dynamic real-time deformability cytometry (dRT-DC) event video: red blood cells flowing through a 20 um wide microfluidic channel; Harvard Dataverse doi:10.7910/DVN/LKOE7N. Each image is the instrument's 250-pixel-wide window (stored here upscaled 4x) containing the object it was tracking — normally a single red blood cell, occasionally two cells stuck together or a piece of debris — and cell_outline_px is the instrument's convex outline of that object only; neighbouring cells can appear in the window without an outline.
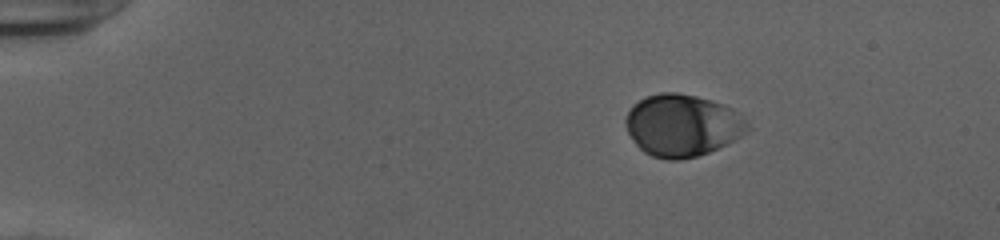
{"species": "human", "species_latin": "Homo sapiens", "temperature_condition": "cold", "stored_images_in_passage": 45, "camera_frame_rate_fps": 3000, "um_per_image_px": 0.085, "donor": {"sex": "female"}, "frame": {"image": 1, "passage_image": 1, "time_ms": 0.0, "image_size_px": [1000, 240], "cell_outline_px": [[752, 128], [748, 132], [708, 152], [696, 156], [680, 160], [668, 160], [652, 156], [644, 152], [632, 140], [624, 124], [624, 120], [632, 104], [648, 96], [660, 92], [676, 92], [696, 96], [712, 100], [724, 104], [732, 108]], "centroid_in_image_um": [57.97, 10.65], "position_along_channel_um": 27.0, "area_um2": 43.99}}
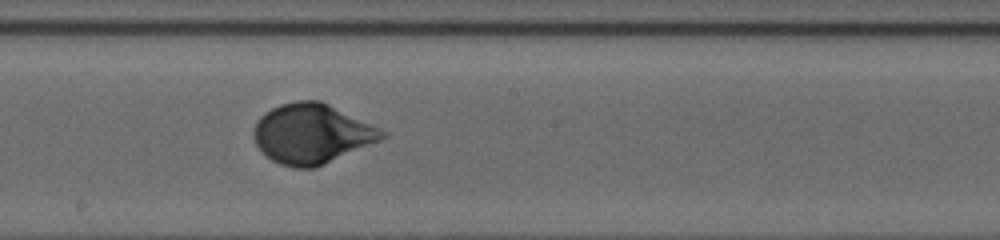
{"frame": {"image": 2, "passage_image": 23, "time_ms": 7.333, "image_size_px": [1000, 240], "cell_outline_px": [[388, 136], [380, 140], [324, 164], [312, 168], [292, 168], [280, 164], [272, 160], [256, 144], [252, 136], [252, 132], [256, 120], [264, 112], [280, 104], [296, 100], [320, 100], [380, 128], [388, 132]], "centroid_in_image_um": [26.48, 11.35], "position_along_channel_um": 221.7, "area_um2": 44.62}}
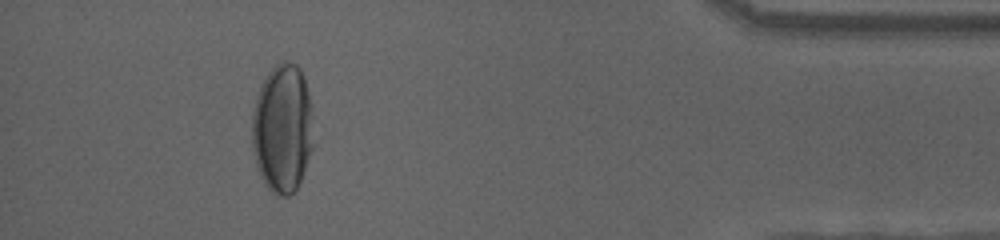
{"frame": {"image": 3, "passage_image": 41, "time_ms": 13.333, "image_size_px": [1000, 240], "cell_outline_px": [[312, 148], [300, 180], [296, 188], [288, 196], [276, 196], [264, 184], [260, 176], [256, 164], [252, 148], [252, 112], [256, 96], [260, 84], [268, 72], [280, 60], [284, 60], [296, 64], [300, 68], [304, 76], [308, 92], [312, 112]], "centroid_in_image_um": [23.99, 10.89], "position_along_channel_um": 411.2, "area_um2": 46.41}, "authors_computed_cell_mechanics": {"area_um2": 43.7546, "velocity_mm_per_s": 3.8934, "shape_relaxation_time_tau1_ms": 3.1412, "shape_relaxation_time_tau2_ms": null, "deformation_change_tau1": 0.1374, "deformation_change_tau2": null}}